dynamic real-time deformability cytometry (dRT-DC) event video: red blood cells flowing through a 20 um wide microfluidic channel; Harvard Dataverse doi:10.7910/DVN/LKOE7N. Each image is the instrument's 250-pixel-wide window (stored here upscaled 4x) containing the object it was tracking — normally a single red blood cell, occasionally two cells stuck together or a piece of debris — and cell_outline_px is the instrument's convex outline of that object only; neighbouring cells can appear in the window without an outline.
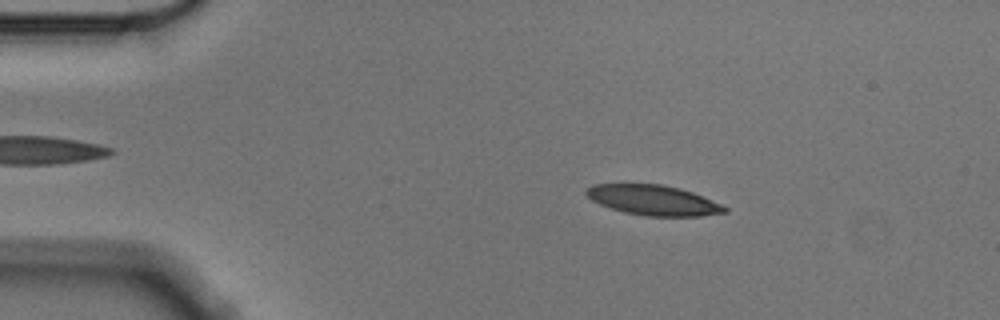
{"species": "Egyptian fruit bat (a non-hibernating species)", "species_latin": "Rousettus aegyptiacus", "temperature_condition": "cold", "stored_images_in_passage": 55, "camera_frame_rate_fps": 3000, "um_per_image_px": 0.085, "animal": {"sex": "male"}, "frame": {"image": 1, "passage_image": 9, "time_ms": 2.667, "image_size_px": [1000, 320], "cell_outline_px": [[728, 212], [700, 216], [644, 216], [624, 212], [600, 204], [592, 200], [584, 192], [592, 184], [660, 184], [680, 188], [692, 192], [720, 204], [728, 208]], "centroid_in_image_um": [55.53, 17.01], "position_along_channel_um": 29.5, "area_um2": 24.1}}
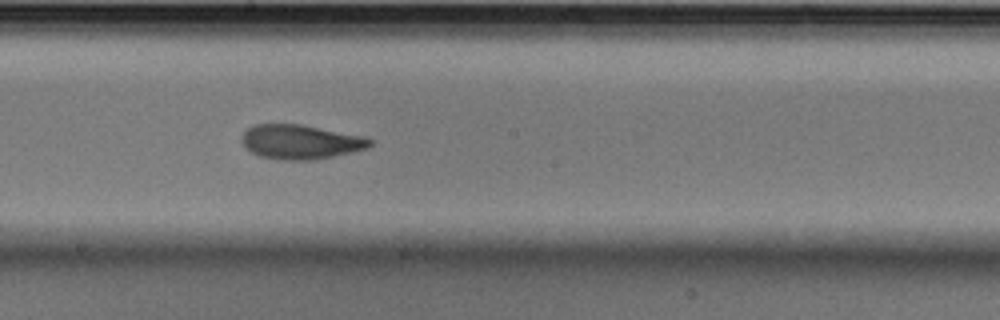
{"frame": {"image": 2, "passage_image": 30, "time_ms": 9.667, "image_size_px": [1000, 320], "cell_outline_px": [[372, 144], [368, 148], [352, 152], [316, 160], [280, 160], [260, 156], [252, 152], [240, 140], [240, 136], [248, 128], [256, 124], [300, 124], [364, 136], [372, 140]], "centroid_in_image_um": [25.55, 12.06], "position_along_channel_um": 222.6, "area_um2": 25.72}}
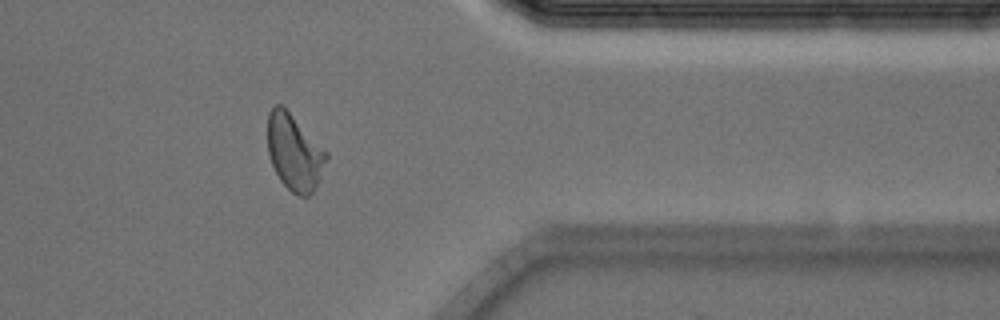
{"frame": {"image": 3, "passage_image": 45, "time_ms": 14.667, "image_size_px": [1000, 320], "cell_outline_px": [[328, 160], [320, 180], [312, 192], [308, 196], [296, 196], [280, 180], [268, 156], [268, 112], [276, 104], [280, 104], [328, 152]], "centroid_in_image_um": [25.04, 12.99], "position_along_channel_um": 386.4, "area_um2": 25.84}, "authors_computed_cell_mechanics": {"area_um2": 25.3742, "velocity_mm_per_s": 3.5473, "shape_relaxation_time_tau1_ms": 6.3693, "shape_relaxation_time_tau2_ms": 2.2763, "deformation_change_tau1": 0.1843, "deformation_change_tau2": 0.0869}}